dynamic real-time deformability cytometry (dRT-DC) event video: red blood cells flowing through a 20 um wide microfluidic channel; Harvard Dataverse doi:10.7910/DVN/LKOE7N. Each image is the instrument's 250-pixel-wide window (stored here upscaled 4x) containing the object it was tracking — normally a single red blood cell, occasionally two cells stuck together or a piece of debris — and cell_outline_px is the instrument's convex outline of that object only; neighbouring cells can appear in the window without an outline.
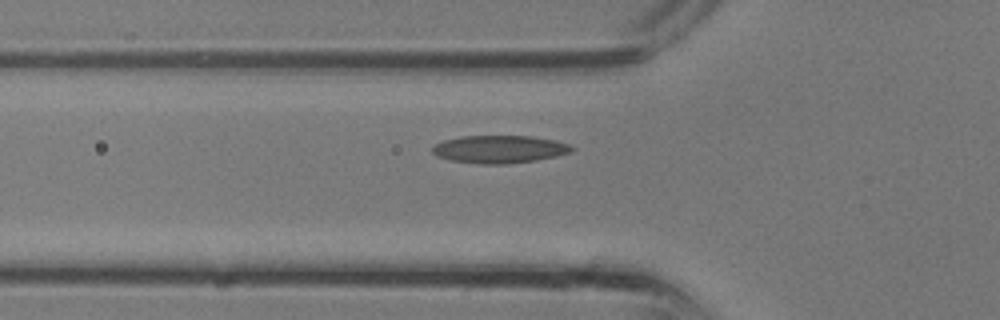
{"species": "common noctule bat (a hibernating species)", "species_latin": "Nyctalus noctula", "temperature_condition": "room temperature", "stored_images_in_passage": 21, "camera_frame_rate_fps": 3000, "um_per_image_px": 0.085, "animal": {"sex": "male", "body_mass_g": 13.3}, "frame": {"image": 1, "passage_image": 3, "time_ms": 0.667, "image_size_px": [1000, 320], "cell_outline_px": [[576, 148], [572, 152], [556, 156], [536, 160], [508, 164], [480, 164], [452, 160], [436, 156], [432, 152], [432, 144], [444, 140], [460, 136], [532, 136], [556, 140], [568, 144]], "centroid_in_image_um": [42.45, 12.68], "position_along_channel_um": 83.3, "area_um2": 22.72}}
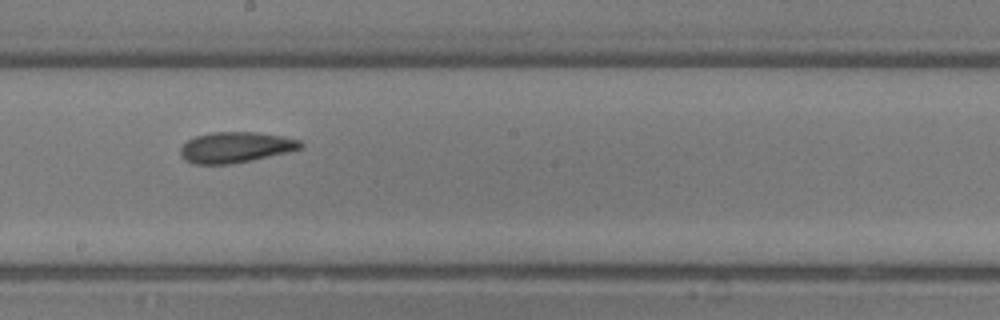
{"frame": {"image": 2, "passage_image": 10, "time_ms": 3.0, "image_size_px": [1000, 320], "cell_outline_px": [[304, 148], [288, 152], [252, 160], [232, 164], [192, 164], [184, 160], [180, 156], [180, 148], [188, 140], [196, 136], [212, 132], [256, 132], [284, 136], [300, 140], [304, 144]], "centroid_in_image_um": [20.04, 12.52], "position_along_channel_um": 228.2, "area_um2": 21.73}}
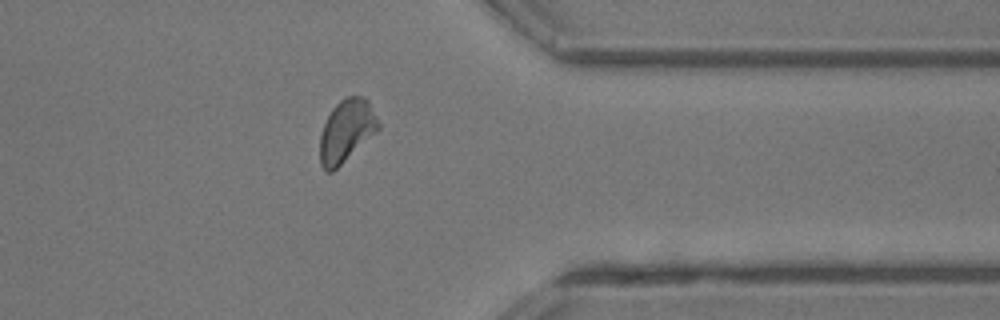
{"frame": {"image": 3, "passage_image": 18, "time_ms": 5.667, "image_size_px": [1000, 320], "cell_outline_px": [[380, 128], [376, 132], [332, 172], [328, 172], [320, 164], [320, 136], [324, 124], [332, 108], [340, 100], [348, 96], [360, 96], [368, 100], [380, 124]], "centroid_in_image_um": [29.44, 11.11], "position_along_channel_um": 382.0, "area_um2": 20.92}}